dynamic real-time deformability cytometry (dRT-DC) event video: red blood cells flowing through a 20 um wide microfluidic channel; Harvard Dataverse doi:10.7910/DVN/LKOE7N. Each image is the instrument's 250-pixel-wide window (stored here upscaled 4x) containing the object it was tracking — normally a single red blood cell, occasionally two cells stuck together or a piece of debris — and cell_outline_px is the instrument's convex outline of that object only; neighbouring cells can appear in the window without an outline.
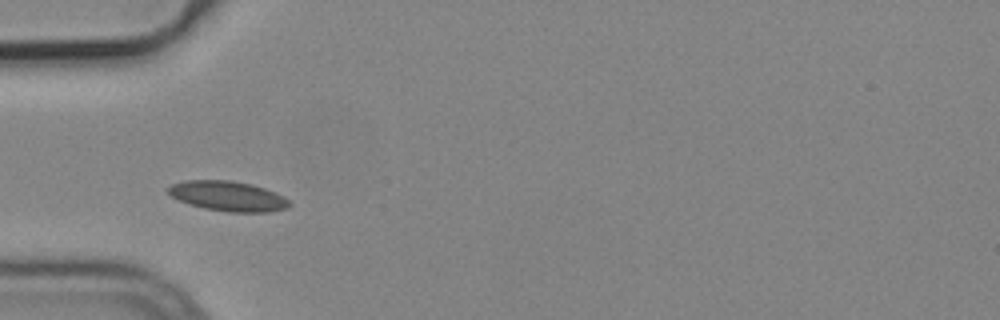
{"species": "common noctule bat (a hibernating species)", "species_latin": "Nyctalus noctula", "temperature_condition": "cold", "stored_images_in_passage": 5, "camera_frame_rate_fps": 3000, "um_per_image_px": 0.085, "animal": {"sex": "male", "body_mass_g": 19.2, "forearm_length_mm": 51.8}, "frame": {"image": 1, "passage_image": 3, "time_ms": 0.667, "image_size_px": [1000, 320], "cell_outline_px": [[292, 204], [288, 208], [268, 212], [228, 212], [204, 208], [180, 200], [172, 196], [164, 188], [172, 184], [188, 180], [232, 180], [252, 184], [276, 192], [284, 196]], "centroid_in_image_um": [19.41, 16.66], "position_along_channel_um": 65.6, "area_um2": 21.21}}
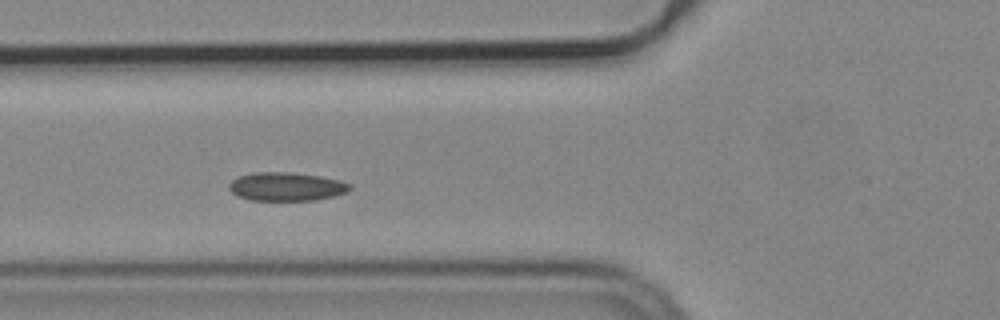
{"frame": {"image": 2, "passage_image": 4, "time_ms": 1.0, "image_size_px": [1000, 320], "cell_outline_px": [[352, 188], [348, 192], [316, 200], [252, 200], [236, 196], [228, 188], [228, 184], [236, 176], [252, 172], [292, 172], [320, 176], [340, 180], [352, 184]], "centroid_in_image_um": [24.33, 15.85], "position_along_channel_um": 101.5, "area_um2": 20.35}}
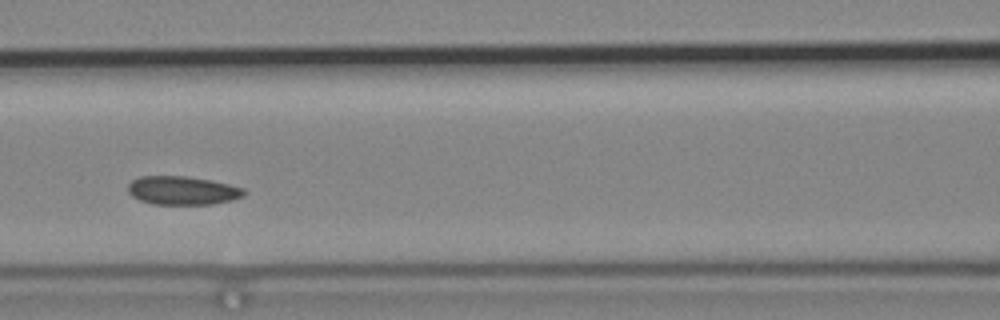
{"frame": {"image": 3, "passage_image": 5, "time_ms": 1.333, "image_size_px": [1000, 320], "cell_outline_px": [[244, 196], [232, 200], [212, 204], [152, 204], [140, 200], [132, 196], [128, 192], [128, 184], [132, 180], [140, 176], [184, 176], [212, 180], [244, 188]], "centroid_in_image_um": [15.5, 16.19], "position_along_channel_um": 151.1, "area_um2": 19.31}}